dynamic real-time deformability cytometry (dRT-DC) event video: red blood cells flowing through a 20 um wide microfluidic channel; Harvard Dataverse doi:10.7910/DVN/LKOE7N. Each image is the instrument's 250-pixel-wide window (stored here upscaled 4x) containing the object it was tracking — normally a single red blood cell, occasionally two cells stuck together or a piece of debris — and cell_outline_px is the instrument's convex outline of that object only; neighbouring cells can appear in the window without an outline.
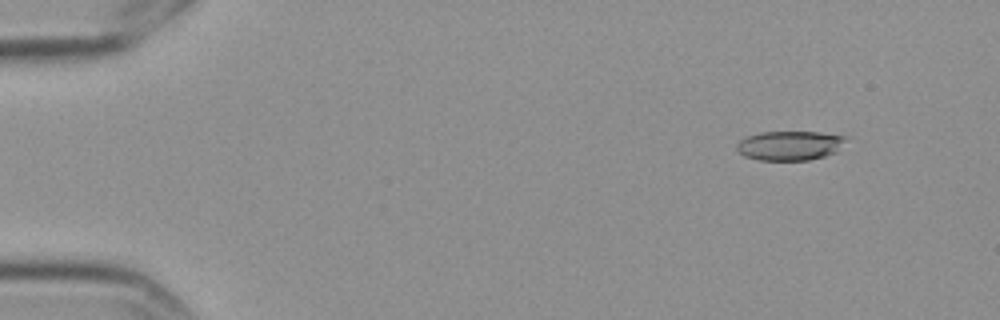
{"species": "Egyptian fruit bat (a non-hibernating species)", "species_latin": "Rousettus aegyptiacus", "temperature_condition": "cold", "stored_images_in_passage": 4, "camera_frame_rate_fps": 3000, "um_per_image_px": 0.085, "frame": {"image": 1, "passage_image": 2, "time_ms": 0.333, "image_size_px": [1000, 320], "cell_outline_px": [[848, 140], [836, 152], [824, 156], [808, 160], [760, 160], [744, 156], [736, 148], [736, 144], [740, 140], [748, 136], [760, 132], [820, 132], [848, 136]], "centroid_in_image_um": [67.17, 12.36], "position_along_channel_um": 17.8, "area_um2": 18.79}}